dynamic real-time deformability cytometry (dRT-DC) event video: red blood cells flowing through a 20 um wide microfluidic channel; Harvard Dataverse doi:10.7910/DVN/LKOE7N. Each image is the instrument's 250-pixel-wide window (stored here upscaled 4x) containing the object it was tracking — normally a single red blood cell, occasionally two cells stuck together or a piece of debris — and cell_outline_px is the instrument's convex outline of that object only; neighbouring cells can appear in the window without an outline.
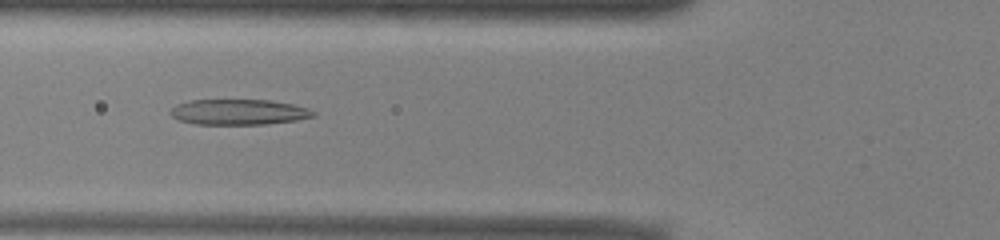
{"species": "common noctule bat (a hibernating species)", "species_latin": "Nyctalus noctula", "temperature_condition": "warm", "stored_images_in_passage": 52, "camera_frame_rate_fps": 3000, "um_per_image_px": 0.085, "animal": {"sex": "male", "body_mass_g": 13.0, "forearm_length_mm": 53.1}, "frame": {"image": 1, "passage_image": 19, "time_ms": 6.0, "image_size_px": [1000, 240], "cell_outline_px": [[316, 116], [296, 120], [264, 124], [196, 124], [180, 120], [172, 116], [168, 112], [176, 104], [192, 100], [268, 100], [292, 104], [308, 108], [316, 112]], "centroid_in_image_um": [20.29, 9.52], "position_along_channel_um": 105.5, "area_um2": 21.15}}
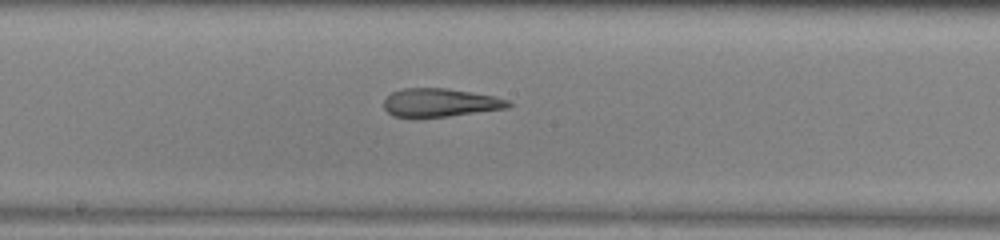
{"frame": {"image": 2, "passage_image": 27, "time_ms": 8.667, "image_size_px": [1000, 240], "cell_outline_px": [[512, 104], [508, 108], [448, 116], [392, 116], [384, 108], [384, 100], [392, 92], [404, 88], [448, 88], [472, 92], [492, 96], [508, 100]], "centroid_in_image_um": [37.42, 8.71], "position_along_channel_um": 210.8, "area_um2": 20.23}}
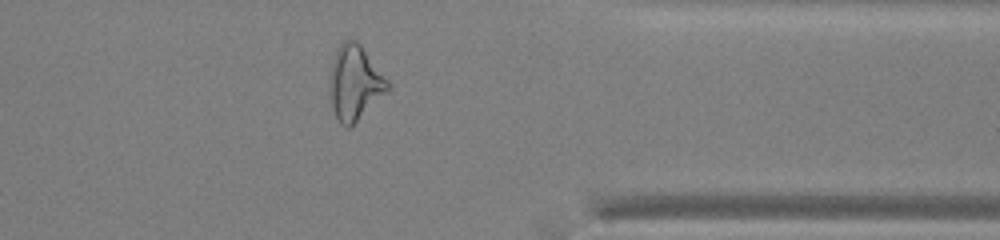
{"frame": {"image": 3, "passage_image": 41, "time_ms": 13.333, "image_size_px": [1000, 240], "cell_outline_px": [[392, 88], [352, 128], [344, 128], [340, 124], [332, 108], [328, 96], [328, 88], [332, 64], [336, 52], [340, 44], [344, 40], [356, 40], [360, 44], [388, 80]], "centroid_in_image_um": [30.16, 7.12], "position_along_channel_um": 381.2, "area_um2": 25.78}, "authors_computed_cell_mechanics": {"area_um2": 24.3916, "velocity_mm_per_s": 3.9452, "shape_relaxation_time_tau1_ms": null, "shape_relaxation_time_tau2_ms": 2.0974, "deformation_change_tau1": null, "deformation_change_tau2": 0.1358}}